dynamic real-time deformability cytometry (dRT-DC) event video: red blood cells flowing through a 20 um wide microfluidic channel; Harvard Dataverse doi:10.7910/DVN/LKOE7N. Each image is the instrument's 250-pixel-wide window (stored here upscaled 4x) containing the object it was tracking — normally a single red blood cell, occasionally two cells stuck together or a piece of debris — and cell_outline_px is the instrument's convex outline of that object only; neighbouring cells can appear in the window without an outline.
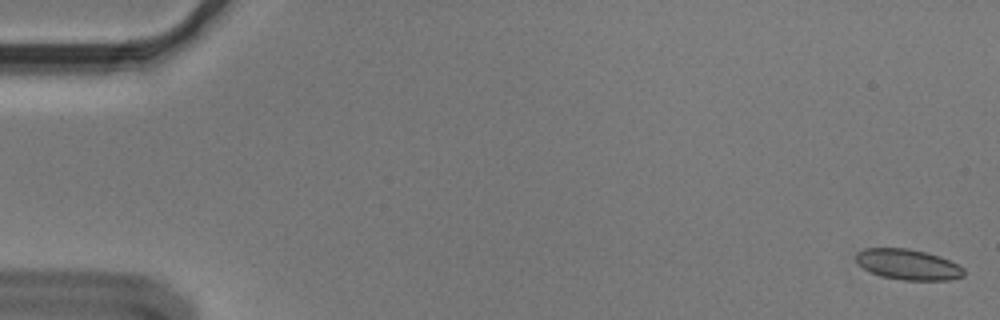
{"species": "Egyptian fruit bat (a non-hibernating species)", "species_latin": "Rousettus aegyptiacus", "temperature_condition": "cold", "stored_images_in_passage": 56, "camera_frame_rate_fps": 3000, "um_per_image_px": 0.085, "animal": {"sex": "male"}, "frame": {"image": 1, "passage_image": 1, "time_ms": 0.0, "image_size_px": [1000, 320], "cell_outline_px": [[964, 276], [948, 280], [904, 280], [880, 276], [864, 268], [856, 260], [856, 252], [864, 248], [908, 248], [940, 256], [964, 268]], "centroid_in_image_um": [77.18, 22.48], "position_along_channel_um": 7.8, "area_um2": 19.07}}
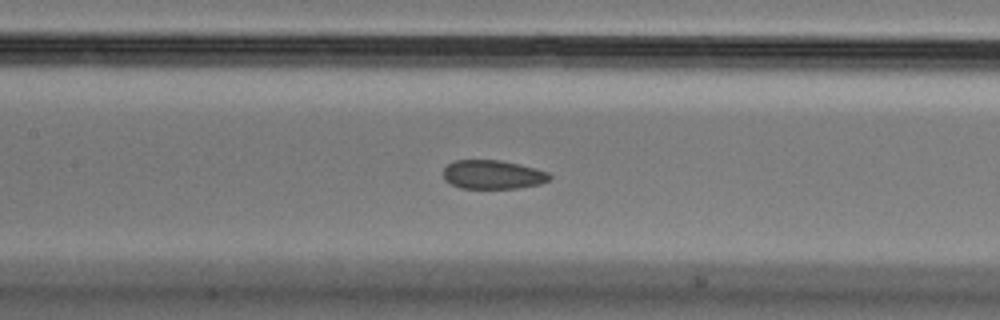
{"frame": {"image": 2, "passage_image": 26, "time_ms": 8.333, "image_size_px": [1000, 320], "cell_outline_px": [[552, 180], [540, 184], [516, 188], [460, 188], [444, 180], [444, 168], [448, 164], [456, 160], [500, 160], [520, 164], [536, 168], [548, 172], [552, 176]], "centroid_in_image_um": [41.93, 14.84], "position_along_channel_um": 165.5, "area_um2": 17.98}}
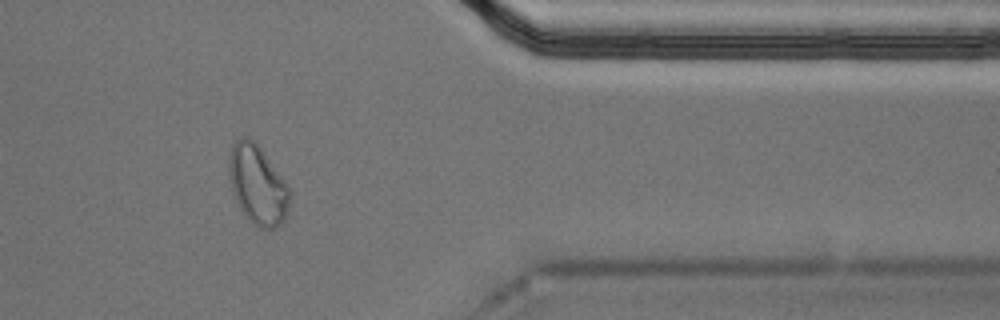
{"frame": {"image": 3, "passage_image": 46, "time_ms": 15.0, "image_size_px": [1000, 320], "cell_outline_px": [[288, 208], [284, 220], [272, 228], [260, 228], [240, 208], [236, 200], [228, 176], [228, 156], [232, 144], [240, 136], [248, 136], [260, 148], [284, 180], [288, 188]], "centroid_in_image_um": [21.84, 15.65], "position_along_channel_um": 389.6, "area_um2": 27.28}, "authors_computed_cell_mechanics": {"area_um2": 19.4497, "velocity_mm_per_s": 3.6149, "shape_relaxation_time_tau1_ms": null, "shape_relaxation_time_tau2_ms": 1.8955, "deformation_change_tau1": null, "deformation_change_tau2": 0.0584}}